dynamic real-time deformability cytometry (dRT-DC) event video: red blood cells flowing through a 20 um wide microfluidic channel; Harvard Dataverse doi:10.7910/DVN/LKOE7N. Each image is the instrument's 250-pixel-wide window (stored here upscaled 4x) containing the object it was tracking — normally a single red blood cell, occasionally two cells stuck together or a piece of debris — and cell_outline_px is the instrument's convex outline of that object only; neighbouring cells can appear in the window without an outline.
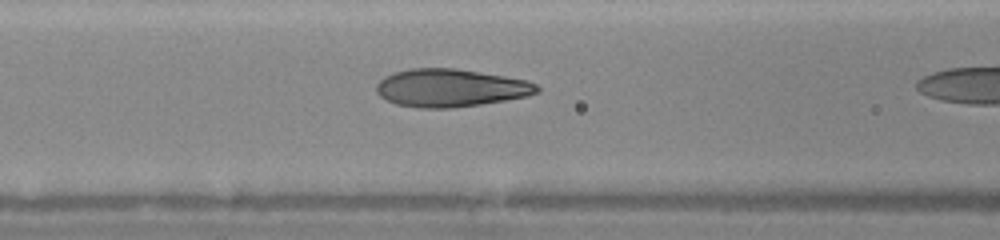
{"species": "human", "species_latin": "Homo sapiens", "temperature_condition": "warm", "stored_images_in_passage": 9, "camera_frame_rate_fps": 3000, "um_per_image_px": 0.085, "donor": {"sex": "female"}, "frame": {"image": 1, "passage_image": 8, "time_ms": 2.333, "image_size_px": [1000, 240], "cell_outline_px": [[540, 92], [528, 96], [480, 104], [452, 108], [416, 108], [396, 104], [380, 96], [376, 92], [376, 84], [384, 76], [392, 72], [408, 68], [456, 68], [528, 80], [536, 84], [540, 88]], "centroid_in_image_um": [38.28, 7.47], "position_along_channel_um": 128.3, "area_um2": 35.66}}